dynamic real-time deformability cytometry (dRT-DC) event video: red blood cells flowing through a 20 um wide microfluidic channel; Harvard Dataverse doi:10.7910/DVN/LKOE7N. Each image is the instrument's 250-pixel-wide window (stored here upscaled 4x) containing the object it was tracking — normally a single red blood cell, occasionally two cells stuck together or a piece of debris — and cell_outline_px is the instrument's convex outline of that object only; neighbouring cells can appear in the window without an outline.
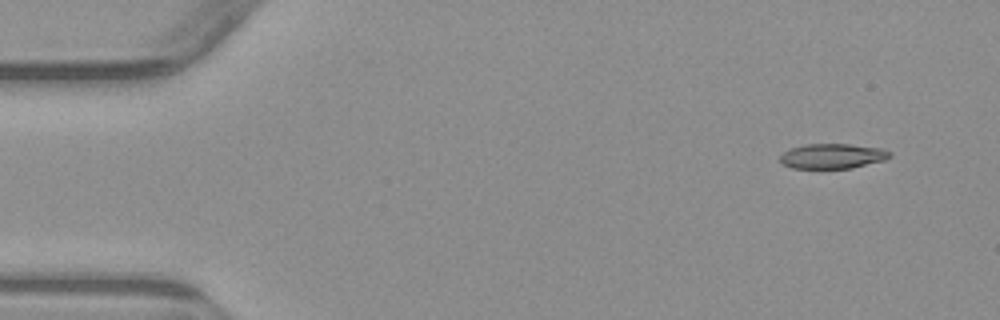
{"species": "common noctule bat (a hibernating species)", "species_latin": "Nyctalus noctula", "temperature_condition": "warm", "stored_images_in_passage": 5, "camera_frame_rate_fps": 3000, "um_per_image_px": 0.085, "animal": {"sex": "male", "body_mass_g": 23.1, "forearm_length_mm": 52.7}, "frame": {"image": 1, "passage_image": 5, "time_ms": 6.333, "image_size_px": [1000, 320], "cell_outline_px": [[892, 156], [884, 160], [852, 168], [792, 168], [784, 164], [780, 160], [780, 156], [784, 152], [792, 148], [804, 144], [848, 144], [884, 148], [892, 152]], "centroid_in_image_um": [70.81, 13.26], "position_along_channel_um": 14.2, "area_um2": 15.95}}